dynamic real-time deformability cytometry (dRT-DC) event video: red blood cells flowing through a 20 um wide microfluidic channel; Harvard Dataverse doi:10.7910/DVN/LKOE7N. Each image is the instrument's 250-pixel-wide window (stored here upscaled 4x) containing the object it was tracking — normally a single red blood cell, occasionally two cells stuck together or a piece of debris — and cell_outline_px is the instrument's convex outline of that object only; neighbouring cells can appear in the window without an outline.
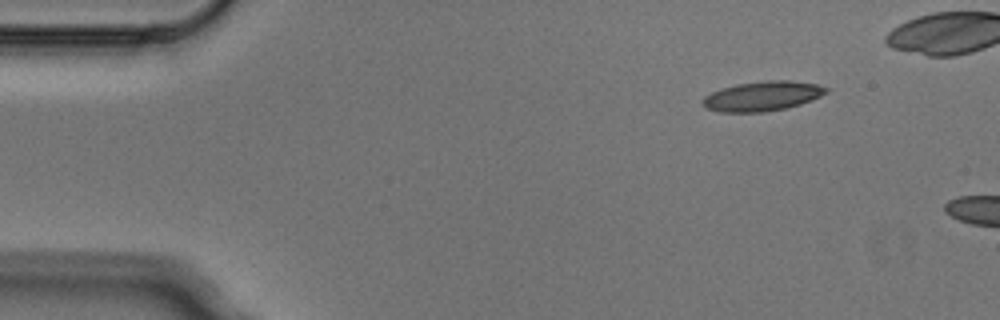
{"species": "Egyptian fruit bat (a non-hibernating species)", "species_latin": "Rousettus aegyptiacus", "temperature_condition": "cold", "stored_images_in_passage": 2, "camera_frame_rate_fps": 3000, "um_per_image_px": 0.085, "animal": {"sex": "male"}, "frame": {"image": 1, "passage_image": 1, "time_ms": 0.0, "image_size_px": [1000, 320], "cell_outline_px": [[832, 88], [828, 92], [820, 96], [800, 104], [784, 108], [764, 112], [720, 112], [704, 108], [700, 104], [700, 100], [704, 96], [720, 88], [736, 84], [768, 80], [788, 80], [816, 84]], "centroid_in_image_um": [64.76, 8.17], "position_along_channel_um": 20.2, "area_um2": 21.56}}